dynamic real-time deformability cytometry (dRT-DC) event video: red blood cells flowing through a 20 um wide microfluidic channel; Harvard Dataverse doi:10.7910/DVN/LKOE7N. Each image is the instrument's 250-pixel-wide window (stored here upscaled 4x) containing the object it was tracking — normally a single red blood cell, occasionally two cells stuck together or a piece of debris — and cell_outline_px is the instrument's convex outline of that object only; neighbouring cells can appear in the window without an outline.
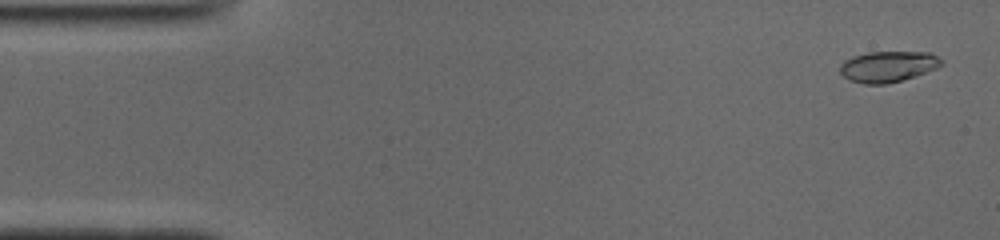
{"species": "common noctule bat (a hibernating species)", "species_latin": "Nyctalus noctula", "temperature_condition": "cold", "stored_images_in_passage": 51, "camera_frame_rate_fps": 3000, "um_per_image_px": 0.085, "animal": {"sex": "male", "body_mass_g": 19.0, "forearm_length_mm": 50.8}, "frame": {"image": 1, "passage_image": 2, "time_ms": 0.333, "image_size_px": [1000, 240], "cell_outline_px": [[944, 64], [936, 68], [900, 80], [884, 84], [864, 84], [852, 80], [844, 76], [840, 72], [840, 64], [844, 60], [852, 56], [868, 52], [928, 52], [944, 60]], "centroid_in_image_um": [75.47, 5.64], "position_along_channel_um": 9.5, "area_um2": 18.03}}
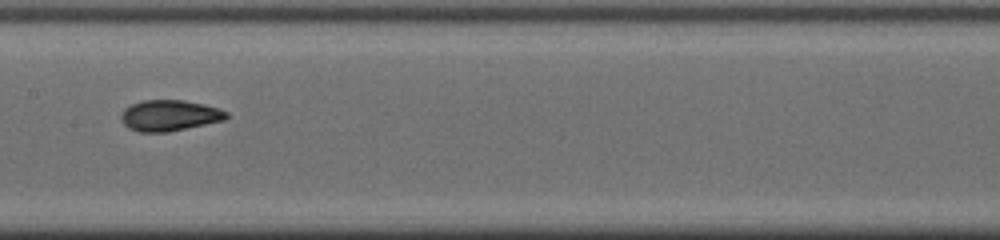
{"frame": {"image": 2, "passage_image": 25, "time_ms": 8.0, "image_size_px": [1000, 240], "cell_outline_px": [[228, 116], [224, 120], [168, 132], [140, 132], [128, 128], [124, 124], [120, 116], [124, 108], [132, 104], [144, 100], [184, 100], [204, 104], [220, 108], [228, 112]], "centroid_in_image_um": [14.41, 9.81], "position_along_channel_um": 193.0, "area_um2": 19.02}}
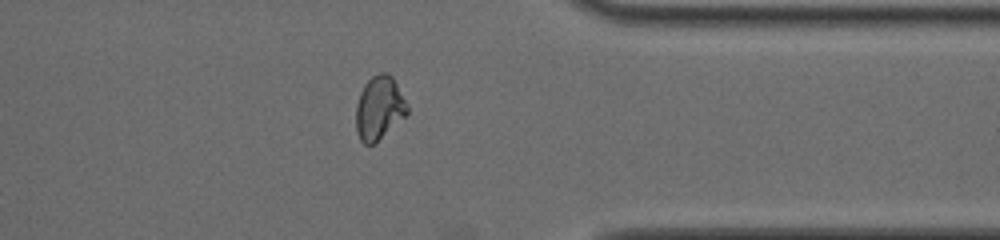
{"frame": {"image": 3, "passage_image": 40, "time_ms": 13.0, "image_size_px": [1000, 240], "cell_outline_px": [[408, 112], [404, 116], [372, 144], [364, 144], [360, 140], [356, 132], [356, 104], [360, 92], [364, 84], [372, 76], [380, 72], [388, 72], [392, 76], [408, 108]], "centroid_in_image_um": [32.18, 9.14], "position_along_channel_um": 379.2, "area_um2": 18.5}, "authors_computed_cell_mechanics": {"area_um2": 18.496, "velocity_mm_per_s": 3.9265, "shape_relaxation_time_tau1_ms": 11.1604, "shape_relaxation_time_tau2_ms": 1.6818, "deformation_change_tau1": 0.2731, "deformation_change_tau2": 0.0653}}